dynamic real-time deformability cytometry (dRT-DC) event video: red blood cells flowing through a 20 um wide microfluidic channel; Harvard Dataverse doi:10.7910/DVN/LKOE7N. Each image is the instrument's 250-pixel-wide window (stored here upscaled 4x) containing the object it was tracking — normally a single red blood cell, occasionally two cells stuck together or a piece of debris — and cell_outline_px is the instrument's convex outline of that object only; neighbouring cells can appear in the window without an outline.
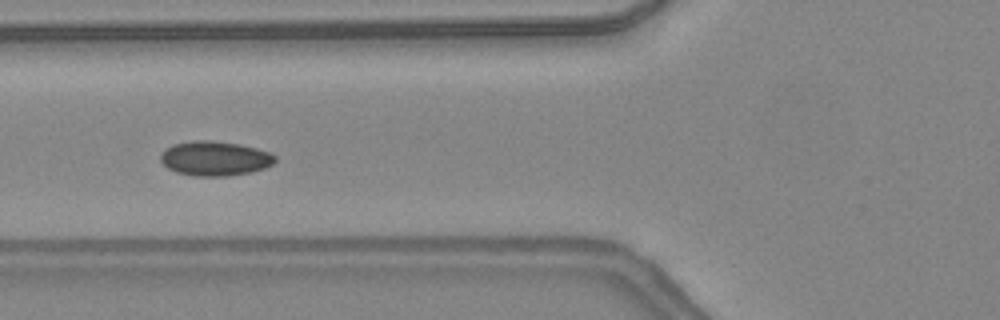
{"species": "common noctule bat (a hibernating species)", "species_latin": "Nyctalus noctula", "temperature_condition": "warm", "stored_images_in_passage": 5, "camera_frame_rate_fps": 3000, "um_per_image_px": 0.085, "animal": {"sex": "female", "body_mass_g": 24.6, "forearm_length_mm": 56.2}, "frame": {"image": 1, "passage_image": 5, "time_ms": 1.333, "image_size_px": [1000, 320], "cell_outline_px": [[276, 160], [272, 164], [264, 168], [252, 172], [228, 176], [192, 176], [176, 172], [168, 168], [160, 160], [160, 156], [164, 148], [172, 144], [196, 140], [208, 140], [240, 144], [256, 148], [268, 152], [276, 156]], "centroid_in_image_um": [18.24, 13.47], "position_along_channel_um": 107.6, "area_um2": 23.18}}